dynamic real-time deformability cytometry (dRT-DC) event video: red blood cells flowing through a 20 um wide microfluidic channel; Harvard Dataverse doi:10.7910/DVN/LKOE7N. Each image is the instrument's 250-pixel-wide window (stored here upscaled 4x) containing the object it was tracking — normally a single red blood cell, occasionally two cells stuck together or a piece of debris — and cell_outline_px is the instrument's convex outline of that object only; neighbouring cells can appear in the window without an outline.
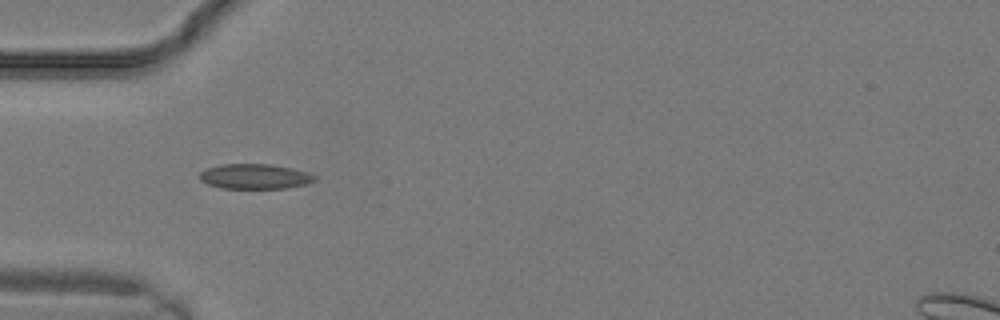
{"species": "common noctule bat (a hibernating species)", "species_latin": "Nyctalus noctula", "temperature_condition": "warm", "stored_images_in_passage": 12, "camera_frame_rate_fps": 3000, "um_per_image_px": 0.085, "animal": {"sex": "male", "body_mass_g": 19.2, "forearm_length_mm": 51.8}, "frame": {"image": 1, "passage_image": 9, "time_ms": 2.667, "image_size_px": [1000, 320], "cell_outline_px": [[316, 180], [304, 184], [288, 188], [220, 188], [208, 184], [200, 180], [200, 172], [204, 168], [220, 164], [272, 164], [292, 168], [308, 172], [316, 176]], "centroid_in_image_um": [21.64, 14.99], "position_along_channel_um": 63.4, "area_um2": 16.88}}
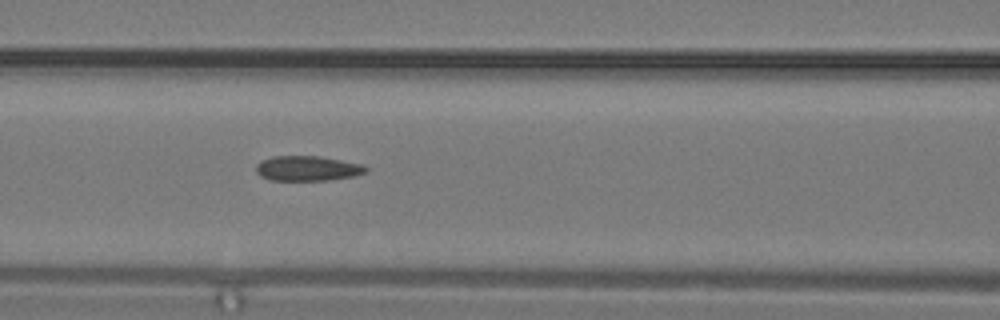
{"frame": {"image": 2, "passage_image": 12, "time_ms": 3.667, "image_size_px": [1000, 320], "cell_outline_px": [[368, 172], [352, 176], [328, 180], [268, 180], [260, 176], [256, 172], [256, 164], [260, 160], [272, 156], [320, 156], [364, 164], [368, 168]], "centroid_in_image_um": [26.12, 14.3], "position_along_channel_um": 140.5, "area_um2": 16.18}}